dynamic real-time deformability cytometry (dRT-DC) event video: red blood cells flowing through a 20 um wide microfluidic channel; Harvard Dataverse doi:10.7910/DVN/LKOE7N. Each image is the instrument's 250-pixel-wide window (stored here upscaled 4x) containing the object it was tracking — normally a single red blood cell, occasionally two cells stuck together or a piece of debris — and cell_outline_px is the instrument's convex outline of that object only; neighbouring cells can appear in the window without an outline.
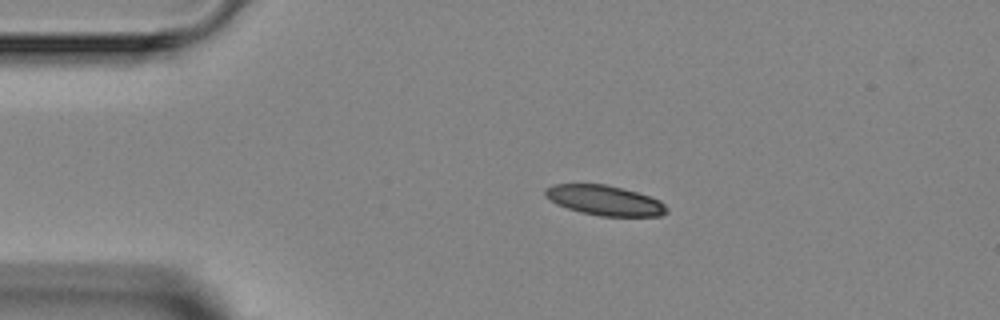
{"species": "Egyptian fruit bat (a non-hibernating species)", "species_latin": "Rousettus aegyptiacus", "temperature_condition": "room temperature", "stored_images_in_passage": 3, "camera_frame_rate_fps": 3000, "um_per_image_px": 0.085, "animal": {"sex": "female"}, "frame": {"image": 1, "passage_image": 1, "time_ms": 0.0, "image_size_px": [1000, 320], "cell_outline_px": [[668, 212], [660, 216], [600, 216], [580, 212], [556, 204], [544, 196], [544, 188], [552, 184], [604, 184], [636, 192], [660, 200], [668, 208]], "centroid_in_image_um": [51.37, 17.03], "position_along_channel_um": 33.6, "area_um2": 21.21}}
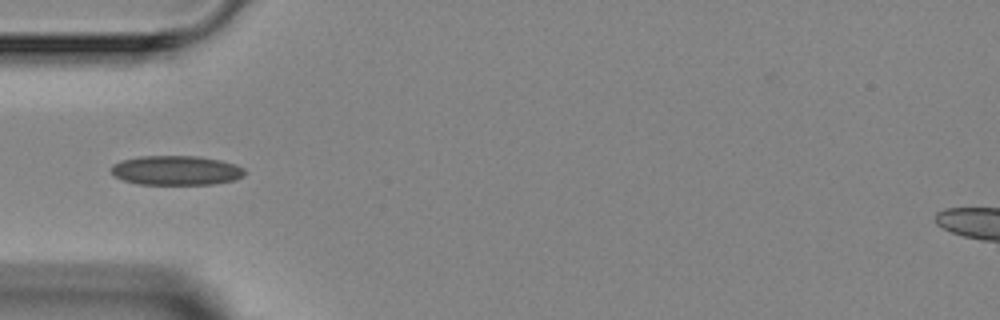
{"frame": {"image": 2, "passage_image": 2, "time_ms": 2.0, "image_size_px": [1000, 320], "cell_outline_px": [[244, 176], [236, 180], [212, 184], [136, 184], [124, 180], [116, 176], [112, 172], [112, 164], [120, 160], [140, 156], [200, 156], [220, 160], [236, 164], [244, 168]], "centroid_in_image_um": [15.0, 14.48], "position_along_channel_um": 70.0, "area_um2": 23.0}}
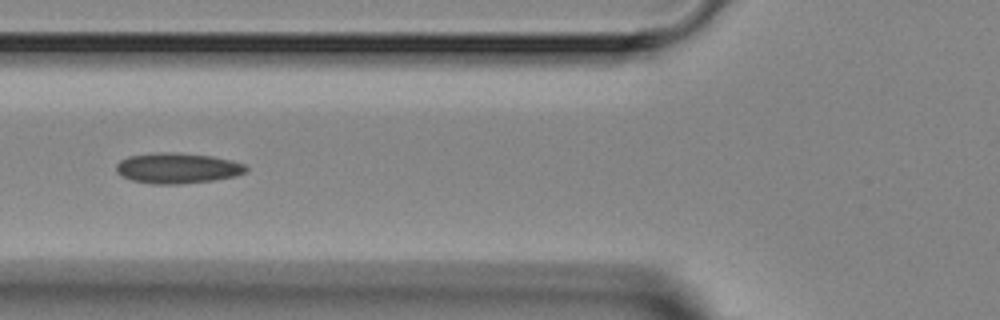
{"frame": {"image": 3, "passage_image": 3, "time_ms": 3.0, "image_size_px": [1000, 320], "cell_outline_px": [[248, 172], [236, 176], [212, 180], [180, 184], [152, 184], [132, 180], [120, 176], [116, 172], [116, 164], [120, 160], [128, 156], [156, 152], [176, 152], [212, 156], [232, 160], [244, 164], [248, 168]], "centroid_in_image_um": [15.07, 14.29], "position_along_channel_um": 110.7, "area_um2": 23.35}}